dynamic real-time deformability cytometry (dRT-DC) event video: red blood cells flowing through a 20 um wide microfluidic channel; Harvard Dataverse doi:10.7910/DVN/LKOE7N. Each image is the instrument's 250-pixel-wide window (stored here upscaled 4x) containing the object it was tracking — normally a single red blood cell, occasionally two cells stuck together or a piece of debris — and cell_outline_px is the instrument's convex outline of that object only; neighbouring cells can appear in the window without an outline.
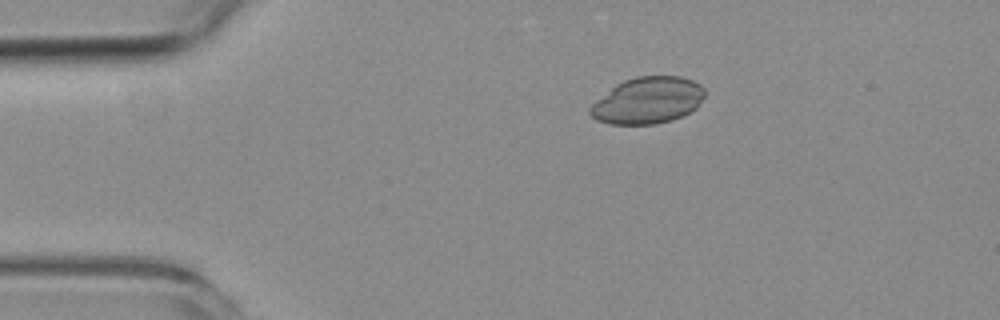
{"species": "common noctule bat (a hibernating species)", "species_latin": "Nyctalus noctula", "temperature_condition": "room temperature", "stored_images_in_passage": 5, "camera_frame_rate_fps": 3000, "um_per_image_px": 0.085, "animal": {"sex": "female", "body_mass_g": 19.3, "forearm_length_mm": 54.1}, "frame": {"image": 1, "passage_image": 2, "time_ms": 1.333, "image_size_px": [1000, 320], "cell_outline_px": [[704, 96], [696, 108], [672, 120], [656, 124], [608, 124], [596, 120], [588, 112], [588, 108], [596, 100], [616, 84], [624, 80], [636, 76], [680, 76], [692, 80], [700, 84], [704, 88]], "centroid_in_image_um": [55.03, 8.54], "position_along_channel_um": 30.0, "area_um2": 31.1}}